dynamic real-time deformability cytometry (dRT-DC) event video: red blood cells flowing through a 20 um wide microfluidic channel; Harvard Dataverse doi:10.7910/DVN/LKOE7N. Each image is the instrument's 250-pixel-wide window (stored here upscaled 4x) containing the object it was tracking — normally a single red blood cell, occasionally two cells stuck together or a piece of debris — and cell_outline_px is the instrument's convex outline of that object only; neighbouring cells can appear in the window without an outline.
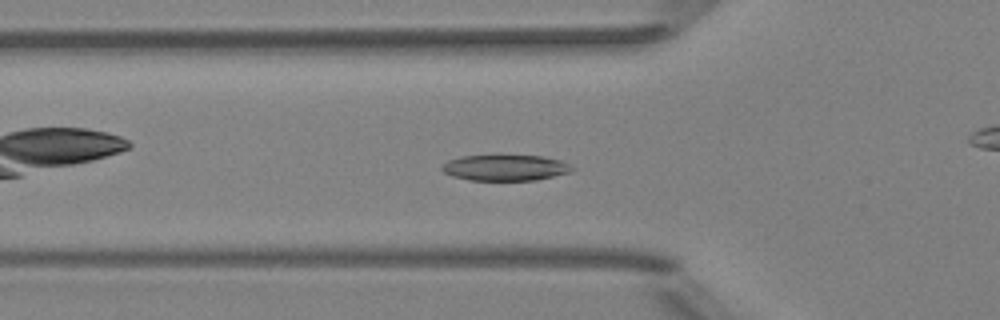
{"species": "Egyptian fruit bat (a non-hibernating species)", "species_latin": "Rousettus aegyptiacus", "temperature_condition": "room temperature", "stored_images_in_passage": 43, "camera_frame_rate_fps": 3000, "um_per_image_px": 0.085, "animal": {"sex": "female"}, "frame": {"image": 1, "passage_image": 8, "time_ms": 2.333, "image_size_px": [1000, 320], "cell_outline_px": [[576, 168], [572, 172], [536, 180], [468, 180], [452, 176], [444, 172], [440, 168], [448, 160], [460, 156], [544, 156], [560, 160], [572, 164]], "centroid_in_image_um": [43.0, 14.26], "position_along_channel_um": 82.8, "area_um2": 19.71}}
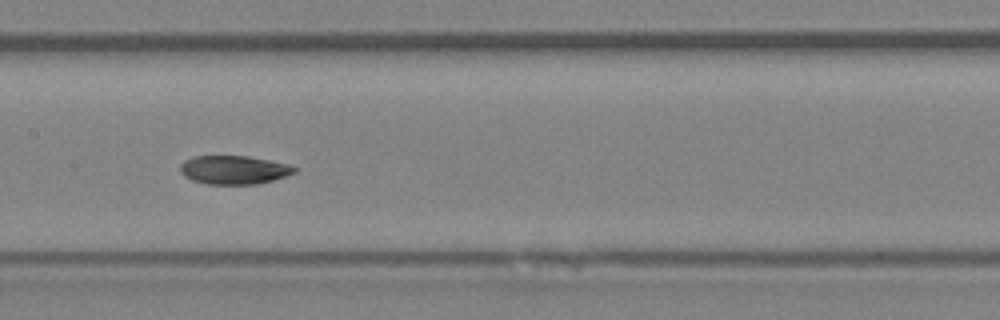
{"frame": {"image": 2, "passage_image": 16, "time_ms": 5.0, "image_size_px": [1000, 320], "cell_outline_px": [[296, 172], [272, 180], [256, 184], [208, 184], [192, 180], [184, 176], [180, 172], [180, 164], [184, 160], [192, 156], [248, 156], [288, 164], [296, 168]], "centroid_in_image_um": [19.83, 14.43], "position_along_channel_um": 187.6, "area_um2": 18.96}}
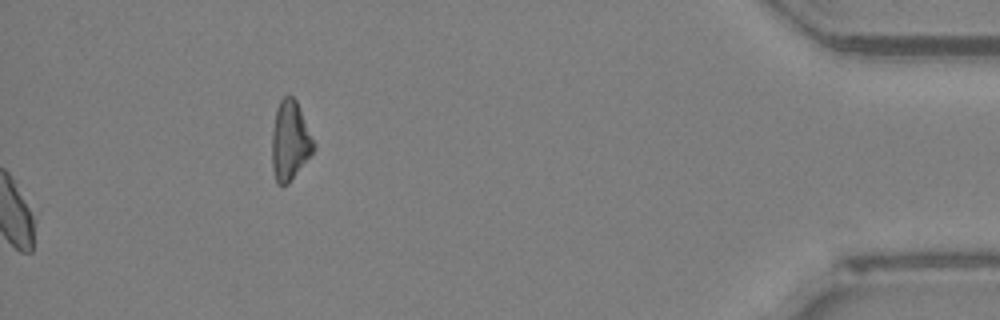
{"frame": {"image": 3, "passage_image": 43, "time_ms": 14.0, "image_size_px": [1000, 320], "cell_outline_px": [[316, 148], [288, 184], [276, 184], [272, 168], [272, 132], [276, 108], [280, 100], [284, 96], [292, 96], [296, 100], [316, 144]], "centroid_in_image_um": [24.64, 11.97], "position_along_channel_um": 410.6, "area_um2": 19.31}, "authors_computed_cell_mechanics": {"area_um2": 19.4208, "velocity_mm_per_s": 3.9342, "shape_relaxation_time_tau1_ms": 5.0494, "shape_relaxation_time_tau2_ms": 2.4403, "deformation_change_tau1": 0.1569, "deformation_change_tau2": 0.0636}}